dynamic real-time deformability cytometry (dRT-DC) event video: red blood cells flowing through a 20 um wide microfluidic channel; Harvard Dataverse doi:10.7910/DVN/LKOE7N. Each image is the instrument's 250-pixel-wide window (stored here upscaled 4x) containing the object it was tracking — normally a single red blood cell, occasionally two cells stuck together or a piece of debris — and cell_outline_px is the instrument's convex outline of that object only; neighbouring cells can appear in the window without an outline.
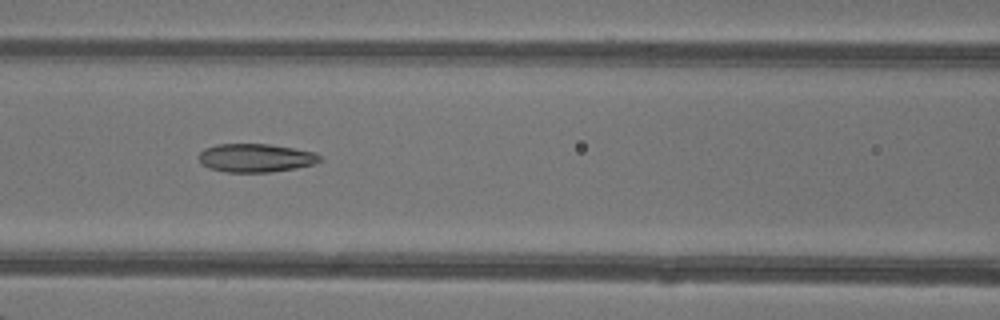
{"species": "common noctule bat (a hibernating species)", "species_latin": "Nyctalus noctula", "temperature_condition": "warm", "stored_images_in_passage": 35, "camera_frame_rate_fps": 3000, "um_per_image_px": 0.085, "animal": {"sex": "female"}, "frame": {"image": 1, "passage_image": 9, "time_ms": 2.667, "image_size_px": [1000, 320], "cell_outline_px": [[320, 160], [316, 164], [296, 168], [272, 172], [224, 172], [208, 168], [200, 164], [196, 156], [204, 148], [216, 144], [268, 144], [316, 152], [320, 156]], "centroid_in_image_um": [21.68, 13.43], "position_along_channel_um": 144.9, "area_um2": 20.35}}
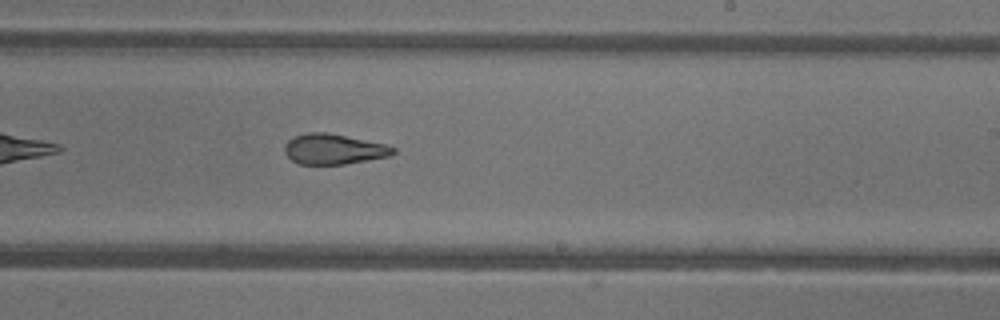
{"frame": {"image": 2, "passage_image": 17, "time_ms": 5.333, "image_size_px": [1000, 320], "cell_outline_px": [[396, 152], [388, 156], [344, 164], [300, 164], [292, 160], [284, 152], [284, 148], [288, 140], [292, 136], [308, 132], [328, 132], [384, 144], [396, 148]], "centroid_in_image_um": [28.33, 12.66], "position_along_channel_um": 260.7, "area_um2": 19.07}}
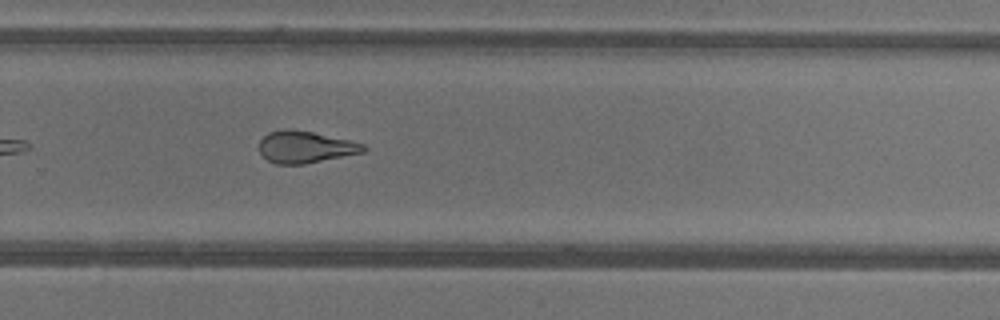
{"frame": {"image": 3, "passage_image": 20, "time_ms": 6.333, "image_size_px": [1000, 320], "cell_outline_px": [[368, 148], [364, 152], [304, 164], [276, 164], [268, 160], [260, 152], [260, 140], [268, 132], [288, 128], [312, 132], [348, 140], [364, 144]], "centroid_in_image_um": [25.95, 12.49], "position_along_channel_um": 303.9, "area_um2": 19.19}, "authors_computed_cell_mechanics": {"area_um2": 20.519, "velocity_mm_per_s": 4.3497, "shape_relaxation_time_tau1_ms": null, "shape_relaxation_time_tau2_ms": 2.228, "deformation_change_tau1": null, "deformation_change_tau2": 0.1062}}